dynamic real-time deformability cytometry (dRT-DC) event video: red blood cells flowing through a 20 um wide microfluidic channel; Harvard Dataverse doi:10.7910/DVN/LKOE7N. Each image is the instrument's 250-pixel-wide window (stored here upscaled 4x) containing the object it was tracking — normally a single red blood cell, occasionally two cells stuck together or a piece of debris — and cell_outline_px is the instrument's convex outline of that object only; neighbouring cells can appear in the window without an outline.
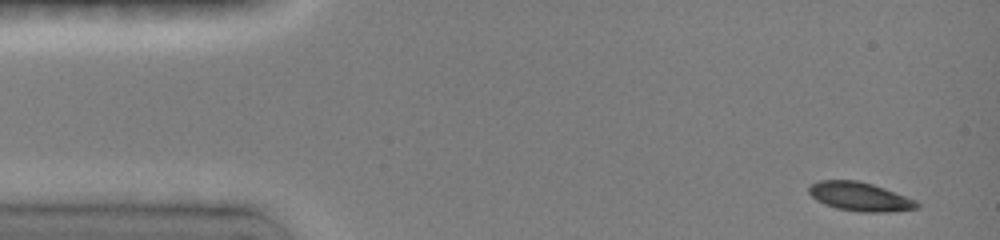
{"species": "common noctule bat (a hibernating species)", "species_latin": "Nyctalus noctula", "temperature_condition": "room temperature", "stored_images_in_passage": 9, "camera_frame_rate_fps": 3000, "um_per_image_px": 0.085, "animal": {"sex": "female", "body_mass_g": 19.0, "forearm_length_mm": 51.5}, "frame": {"image": 1, "passage_image": 1, "time_ms": 0.0, "image_size_px": [1000, 240], "cell_outline_px": [[920, 208], [888, 212], [860, 212], [836, 208], [824, 204], [816, 200], [808, 192], [808, 188], [812, 184], [820, 180], [856, 180], [872, 184], [884, 188], [916, 200], [920, 204]], "centroid_in_image_um": [73.1, 16.72], "position_along_channel_um": 11.9, "area_um2": 18.15}}
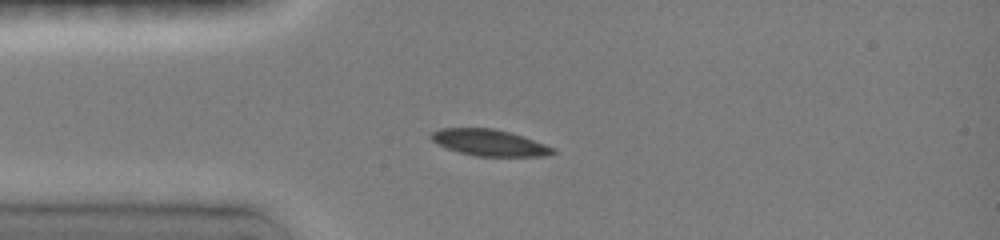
{"frame": {"image": 2, "passage_image": 7, "time_ms": 3.0, "image_size_px": [1000, 240], "cell_outline_px": [[556, 152], [548, 156], [476, 156], [460, 152], [436, 144], [428, 136], [432, 132], [440, 128], [492, 128], [524, 136], [556, 148]], "centroid_in_image_um": [41.61, 12.12], "position_along_channel_um": 43.4, "area_um2": 18.79}}